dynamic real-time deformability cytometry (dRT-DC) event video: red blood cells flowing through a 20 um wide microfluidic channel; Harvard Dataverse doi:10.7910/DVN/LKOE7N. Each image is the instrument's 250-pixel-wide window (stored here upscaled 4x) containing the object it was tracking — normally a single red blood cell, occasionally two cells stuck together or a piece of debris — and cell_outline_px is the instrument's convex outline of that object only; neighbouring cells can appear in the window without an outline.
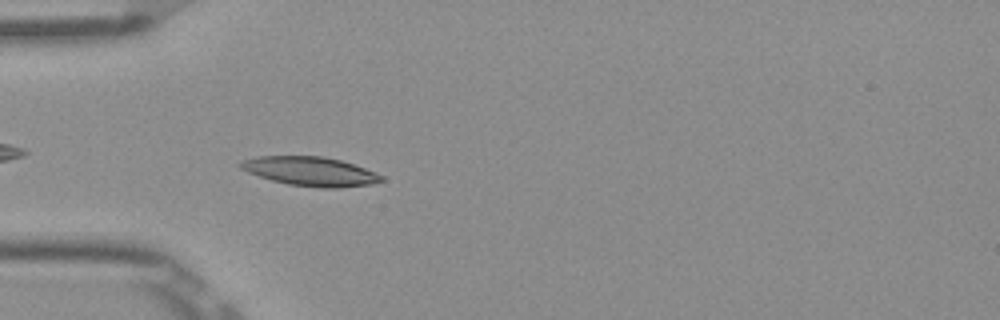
{"species": "Egyptian fruit bat (a non-hibernating species)", "species_latin": "Rousettus aegyptiacus", "temperature_condition": "room temperature", "stored_images_in_passage": 52, "camera_frame_rate_fps": 3000, "um_per_image_px": 0.085, "frame": {"image": 1, "passage_image": 16, "time_ms": 5.0, "image_size_px": [1000, 320], "cell_outline_px": [[384, 180], [372, 184], [340, 188], [320, 188], [288, 184], [272, 180], [248, 172], [240, 168], [236, 164], [244, 160], [256, 156], [324, 156], [340, 160], [364, 168], [384, 176]], "centroid_in_image_um": [26.38, 14.57], "position_along_channel_um": 58.6, "area_um2": 23.87}}
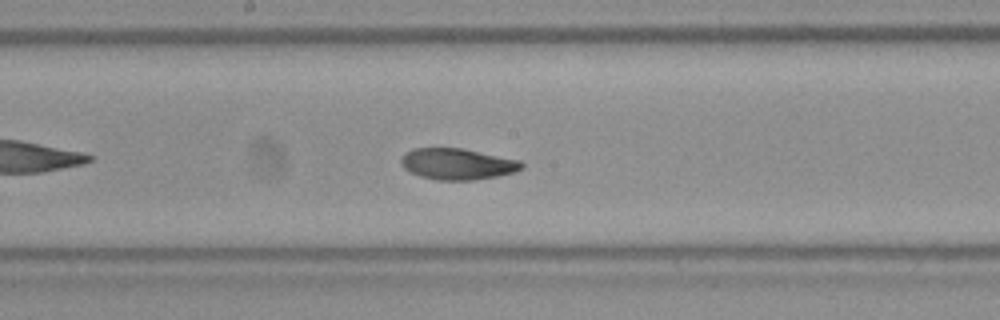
{"frame": {"image": 2, "passage_image": 28, "time_ms": 9.0, "image_size_px": [1000, 320], "cell_outline_px": [[524, 168], [516, 172], [496, 176], [472, 180], [436, 180], [420, 176], [404, 168], [400, 164], [400, 160], [404, 152], [412, 148], [464, 148], [520, 160], [524, 164]], "centroid_in_image_um": [38.88, 13.93], "position_along_channel_um": 209.3, "area_um2": 22.14}}
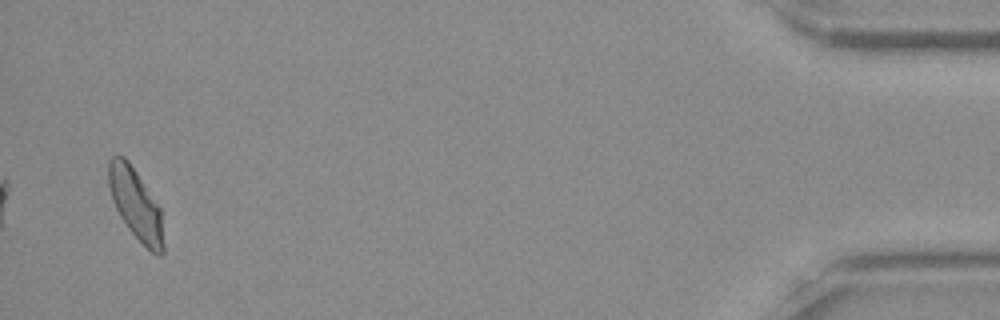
{"frame": {"image": 3, "passage_image": 51, "time_ms": 16.667, "image_size_px": [1000, 320], "cell_outline_px": [[164, 252], [160, 256], [152, 252], [128, 228], [120, 216], [112, 200], [108, 184], [108, 160], [112, 156], [124, 156], [128, 160], [160, 208], [164, 244]], "centroid_in_image_um": [11.52, 17.34], "position_along_channel_um": 423.7, "area_um2": 22.31}, "authors_computed_cell_mechanics": {"area_um2": 22.3108, "velocity_mm_per_s": 3.8636, "shape_relaxation_time_tau1_ms": 4.9449, "shape_relaxation_time_tau2_ms": 2.7418, "deformation_change_tau1": 0.1372, "deformation_change_tau2": 0.0738}}